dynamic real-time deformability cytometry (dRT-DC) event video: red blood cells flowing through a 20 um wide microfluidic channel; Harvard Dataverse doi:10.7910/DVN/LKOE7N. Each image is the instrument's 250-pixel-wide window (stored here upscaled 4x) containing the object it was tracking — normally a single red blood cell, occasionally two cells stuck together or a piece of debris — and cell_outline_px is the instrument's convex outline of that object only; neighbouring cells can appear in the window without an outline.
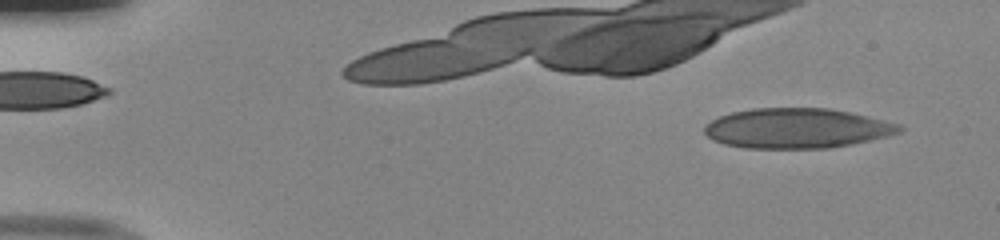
{"species": "human", "species_latin": "Homo sapiens", "temperature_condition": "room temperature", "stored_images_in_passage": 49, "camera_frame_rate_fps": 3000, "um_per_image_px": 0.085, "donor": {"sex": "male"}, "frame": {"image": 1, "passage_image": 3, "time_ms": 0.667, "image_size_px": [1000, 240], "cell_outline_px": [[904, 128], [900, 132], [868, 140], [828, 148], [744, 148], [724, 144], [712, 140], [704, 132], [704, 128], [712, 120], [720, 116], [732, 112], [752, 108], [828, 108], [848, 112], [900, 124]], "centroid_in_image_um": [67.68, 10.9], "position_along_channel_um": 17.3, "area_um2": 44.97}}
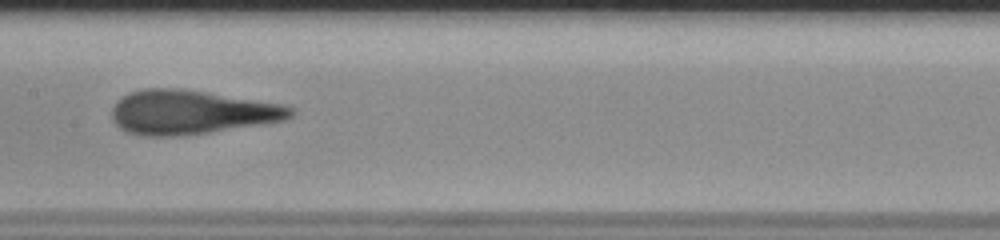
{"frame": {"image": 2, "passage_image": 25, "time_ms": 8.0, "image_size_px": [1000, 240], "cell_outline_px": [[296, 112], [292, 116], [284, 120], [268, 124], [184, 136], [148, 136], [128, 132], [120, 128], [112, 120], [112, 108], [128, 92], [144, 88], [172, 88], [204, 92], [280, 104], [296, 108]], "centroid_in_image_um": [16.29, 9.56], "position_along_channel_um": 191.1, "area_um2": 45.89}}
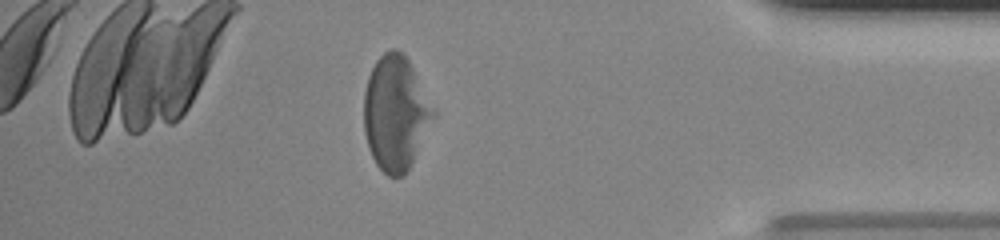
{"frame": {"image": 3, "passage_image": 43, "time_ms": 14.0, "image_size_px": [1000, 240], "cell_outline_px": [[436, 116], [404, 176], [388, 176], [376, 164], [368, 148], [364, 132], [364, 92], [368, 76], [376, 60], [384, 52], [392, 48], [396, 48], [404, 52], [436, 112]], "centroid_in_image_um": [33.61, 9.59], "position_along_channel_um": 401.6, "area_um2": 46.18}, "authors_computed_cell_mechanics": {"area_um2": 45.1996, "velocity_mm_per_s": 4.0264, "shape_relaxation_time_tau1_ms": 9.771, "shape_relaxation_time_tau2_ms": 1.3264, "deformation_change_tau1": 0.282, "deformation_change_tau2": 0.0939}}